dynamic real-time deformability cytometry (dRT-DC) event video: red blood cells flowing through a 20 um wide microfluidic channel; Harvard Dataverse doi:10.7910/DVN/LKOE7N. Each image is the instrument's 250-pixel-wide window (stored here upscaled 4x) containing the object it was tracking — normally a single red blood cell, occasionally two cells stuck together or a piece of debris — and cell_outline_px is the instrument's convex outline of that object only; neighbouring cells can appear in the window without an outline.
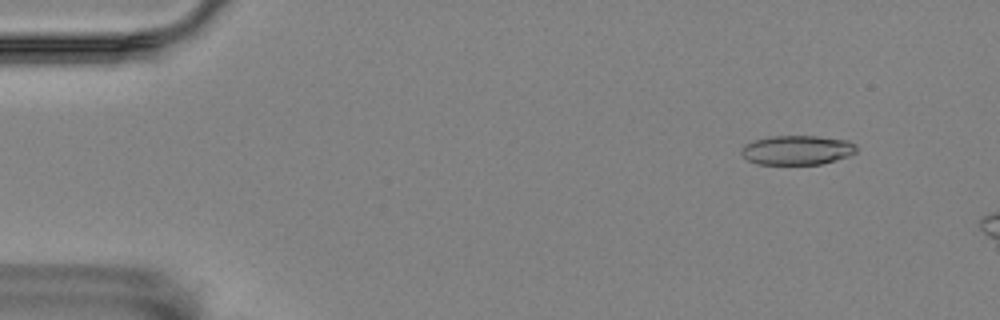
{"species": "Egyptian fruit bat (a non-hibernating species)", "species_latin": "Rousettus aegyptiacus", "temperature_condition": "room temperature", "stored_images_in_passage": 12, "camera_frame_rate_fps": 3000, "um_per_image_px": 0.085, "animal": {"sex": "female"}, "frame": {"image": 1, "passage_image": 6, "time_ms": 1.667, "image_size_px": [1000, 320], "cell_outline_px": [[856, 152], [848, 156], [820, 164], [756, 164], [748, 160], [740, 152], [740, 148], [744, 144], [768, 136], [816, 136], [848, 140], [856, 144]], "centroid_in_image_um": [67.73, 12.75], "position_along_channel_um": 17.3, "area_um2": 19.71}}